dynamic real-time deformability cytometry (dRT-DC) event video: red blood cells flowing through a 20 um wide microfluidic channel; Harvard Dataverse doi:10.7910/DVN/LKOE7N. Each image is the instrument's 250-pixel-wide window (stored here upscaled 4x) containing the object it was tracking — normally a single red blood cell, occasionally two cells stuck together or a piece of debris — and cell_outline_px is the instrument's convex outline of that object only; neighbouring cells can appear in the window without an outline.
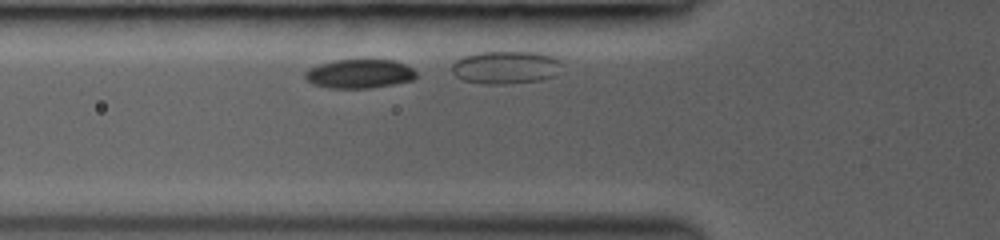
{"species": "common noctule bat (a hibernating species)", "species_latin": "Nyctalus noctula", "temperature_condition": "room temperature", "stored_images_in_passage": 8, "camera_frame_rate_fps": 3000, "um_per_image_px": 0.085, "animal": {"sex": "female", "body_mass_g": 19.0, "forearm_length_mm": 53.3}, "frame": {"image": 1, "passage_image": 2, "time_ms": 0.667, "image_size_px": [1000, 240], "cell_outline_px": [[416, 76], [412, 80], [372, 88], [328, 88], [312, 84], [304, 76], [304, 72], [308, 68], [320, 64], [336, 60], [392, 60], [404, 64], [412, 68], [416, 72]], "centroid_in_image_um": [30.52, 6.27], "position_along_channel_um": 95.3, "area_um2": 18.67}}
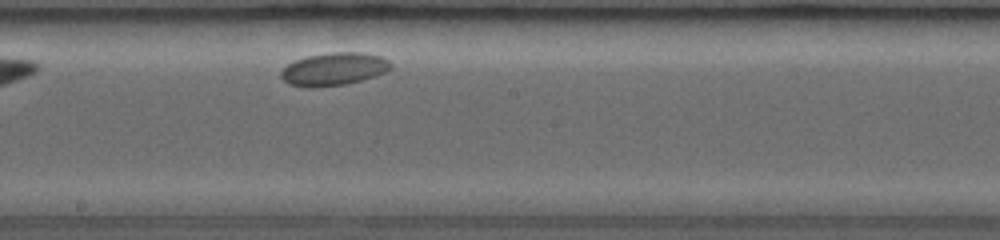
{"frame": {"image": 2, "passage_image": 8, "time_ms": 4.667, "image_size_px": [1000, 240], "cell_outline_px": [[392, 68], [388, 72], [376, 76], [344, 84], [316, 88], [308, 88], [288, 84], [280, 76], [280, 72], [288, 64], [296, 60], [308, 56], [328, 52], [364, 52], [380, 56], [388, 60], [392, 64]], "centroid_in_image_um": [28.4, 5.87], "position_along_channel_um": 219.8, "area_um2": 21.21}}